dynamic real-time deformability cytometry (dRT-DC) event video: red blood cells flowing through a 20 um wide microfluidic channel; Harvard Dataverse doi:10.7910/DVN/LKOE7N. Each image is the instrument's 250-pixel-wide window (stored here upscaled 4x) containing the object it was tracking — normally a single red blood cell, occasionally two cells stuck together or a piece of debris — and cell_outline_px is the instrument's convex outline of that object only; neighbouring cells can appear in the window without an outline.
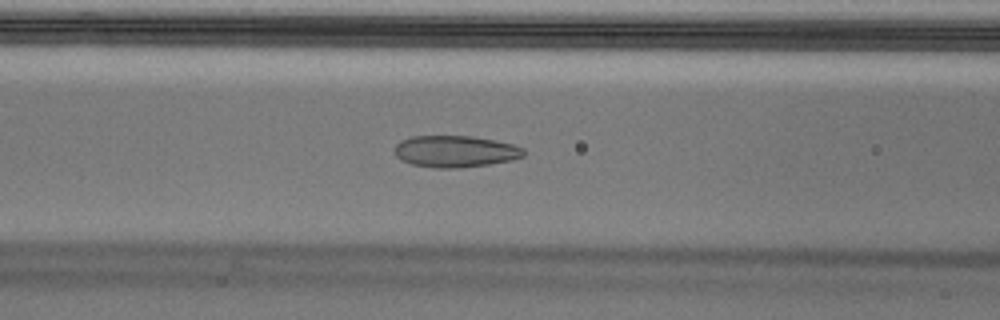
{"species": "Egyptian fruit bat (a non-hibernating species)", "species_latin": "Rousettus aegyptiacus", "temperature_condition": "cold", "stored_images_in_passage": 39, "camera_frame_rate_fps": 3000, "um_per_image_px": 0.085, "animal": {"sex": "male"}, "frame": {"image": 1, "passage_image": 12, "time_ms": 3.667, "image_size_px": [1000, 320], "cell_outline_px": [[524, 156], [512, 160], [488, 164], [460, 168], [436, 168], [412, 164], [400, 160], [396, 156], [396, 144], [400, 140], [412, 136], [472, 136], [496, 140], [512, 144], [524, 148]], "centroid_in_image_um": [38.7, 12.86], "position_along_channel_um": 127.9, "area_um2": 23.87}, "authors_computed_cell_mechanics": {"area_um2": 24.6806, "velocity_mm_per_s": 3.7077, "shape_relaxation_time_tau1_ms": null, "shape_relaxation_time_tau2_ms": 1.2812, "deformation_change_tau1": null, "deformation_change_tau2": 0.0679}}